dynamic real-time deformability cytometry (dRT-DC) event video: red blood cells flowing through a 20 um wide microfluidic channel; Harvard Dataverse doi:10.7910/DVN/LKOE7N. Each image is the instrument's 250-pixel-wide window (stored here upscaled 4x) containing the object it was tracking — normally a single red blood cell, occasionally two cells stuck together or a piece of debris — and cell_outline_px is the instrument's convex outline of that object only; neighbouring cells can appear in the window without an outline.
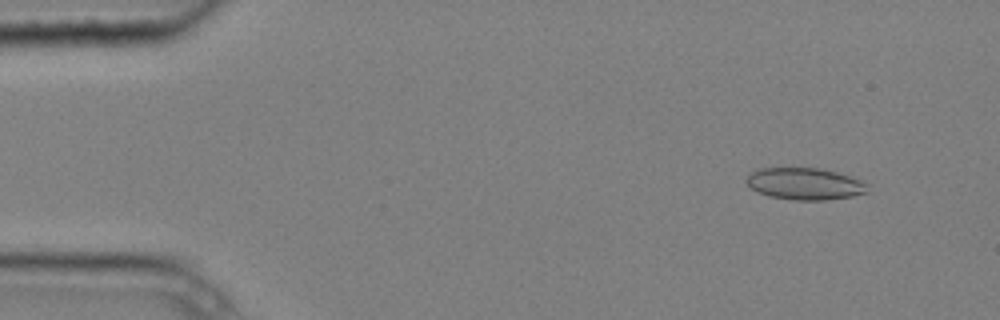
{"species": "common noctule bat (a hibernating species)", "species_latin": "Nyctalus noctula", "temperature_condition": "cold", "stored_images_in_passage": 5, "camera_frame_rate_fps": 3000, "um_per_image_px": 0.085, "animal": {"sex": "male", "body_mass_g": 20.4}, "frame": {"image": 1, "passage_image": 2, "time_ms": 0.333, "image_size_px": [1000, 320], "cell_outline_px": [[868, 192], [852, 196], [824, 200], [792, 200], [768, 196], [756, 192], [744, 180], [752, 172], [760, 168], [820, 168], [836, 172], [860, 180], [864, 184]], "centroid_in_image_um": [68.35, 15.63], "position_along_channel_um": 16.6, "area_um2": 22.31}}
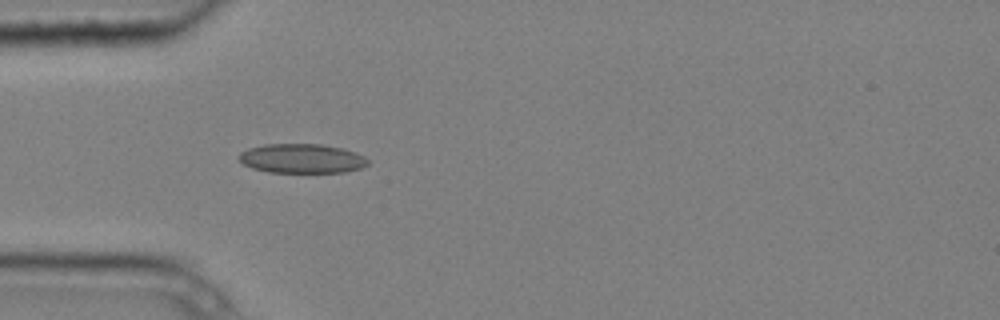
{"frame": {"image": 2, "passage_image": 5, "time_ms": 1.333, "image_size_px": [1000, 320], "cell_outline_px": [[368, 164], [360, 168], [344, 172], [268, 172], [252, 168], [244, 164], [236, 156], [240, 152], [248, 148], [264, 144], [320, 144], [344, 148], [356, 152], [364, 156], [368, 160]], "centroid_in_image_um": [25.64, 13.46], "position_along_channel_um": 59.4, "area_um2": 22.14}}